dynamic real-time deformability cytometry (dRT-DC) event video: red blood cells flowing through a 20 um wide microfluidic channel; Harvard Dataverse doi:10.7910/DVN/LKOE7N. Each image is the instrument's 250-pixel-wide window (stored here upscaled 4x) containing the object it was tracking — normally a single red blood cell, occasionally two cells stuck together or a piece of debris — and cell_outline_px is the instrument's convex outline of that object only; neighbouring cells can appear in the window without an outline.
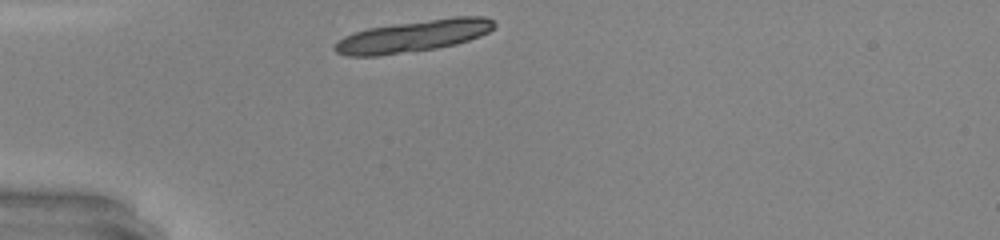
{"species": "common noctule bat (a hibernating species)", "species_latin": "Nyctalus noctula", "temperature_condition": "warm", "stored_images_in_passage": 27, "camera_frame_rate_fps": 3000, "um_per_image_px": 0.085, "animal": {"sex": "male", "body_mass_g": 20.0, "forearm_length_mm": 53.3}, "frame": {"image": 1, "passage_image": 1, "time_ms": 0.0, "image_size_px": [1000, 240], "cell_outline_px": [[496, 24], [488, 32], [480, 36], [456, 44], [436, 48], [376, 56], [348, 56], [336, 52], [332, 48], [344, 36], [368, 28], [396, 24], [456, 16], [484, 16], [492, 20]], "centroid_in_image_um": [35.14, 3.07], "position_along_channel_um": 49.9, "area_um2": 29.13}, "authors_computed_cell_mechanics": {"area_um2": 15.8372, "velocity_mm_per_s": 4.2964, "shape_relaxation_time_tau1_ms": 1.5679, "shape_relaxation_time_tau2_ms": null, "deformation_change_tau1": 0.092, "deformation_change_tau2": null}}